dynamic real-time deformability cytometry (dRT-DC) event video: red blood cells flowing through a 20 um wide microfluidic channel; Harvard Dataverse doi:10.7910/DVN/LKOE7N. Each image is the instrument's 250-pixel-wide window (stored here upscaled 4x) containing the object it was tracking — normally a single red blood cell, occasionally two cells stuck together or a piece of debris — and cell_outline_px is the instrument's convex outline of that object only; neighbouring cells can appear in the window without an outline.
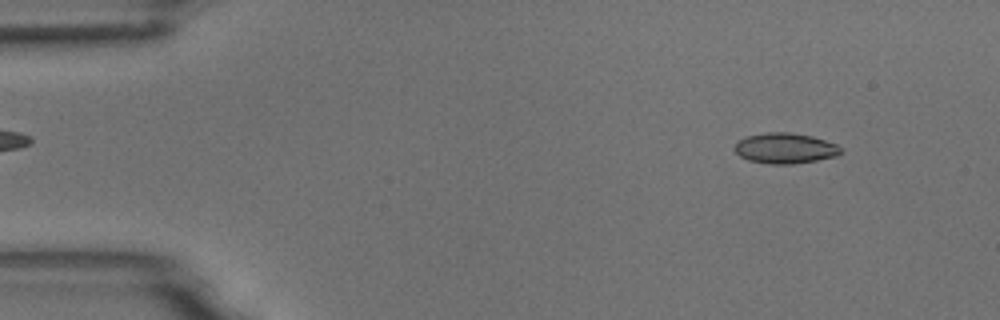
{"species": "common noctule bat (a hibernating species)", "species_latin": "Nyctalus noctula", "temperature_condition": "room temperature", "stored_images_in_passage": 53, "camera_frame_rate_fps": 3000, "um_per_image_px": 0.085, "animal": {"sex": "male", "body_mass_g": 18.8}, "frame": {"image": 1, "passage_image": 5, "time_ms": 1.333, "image_size_px": [1000, 320], "cell_outline_px": [[840, 152], [836, 156], [816, 160], [792, 164], [768, 164], [748, 160], [740, 156], [732, 148], [740, 140], [748, 136], [768, 132], [792, 132], [812, 136], [836, 144], [840, 148]], "centroid_in_image_um": [66.71, 12.6], "position_along_channel_um": 18.3, "area_um2": 18.73}}
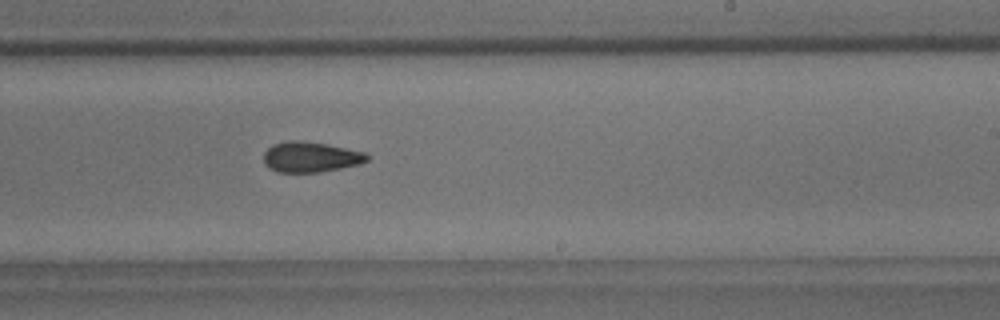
{"frame": {"image": 2, "passage_image": 32, "time_ms": 10.333, "image_size_px": [1000, 320], "cell_outline_px": [[368, 160], [360, 164], [320, 172], [276, 172], [264, 164], [264, 152], [272, 144], [284, 140], [304, 140], [364, 152], [368, 156]], "centroid_in_image_um": [26.35, 13.34], "position_along_channel_um": 262.7, "area_um2": 18.32}}
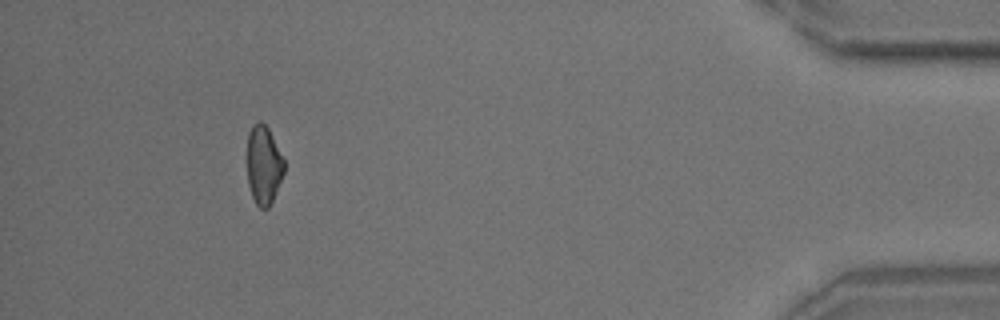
{"frame": {"image": 3, "passage_image": 49, "time_ms": 16.0, "image_size_px": [1000, 320], "cell_outline_px": [[284, 172], [272, 200], [268, 208], [260, 208], [256, 204], [252, 196], [248, 184], [248, 132], [252, 124], [260, 120], [268, 128], [284, 160]], "centroid_in_image_um": [22.4, 14.01], "position_along_channel_um": 412.8, "area_um2": 16.7}, "authors_computed_cell_mechanics": {"area_um2": 18.6116, "velocity_mm_per_s": 3.7341, "shape_relaxation_time_tau1_ms": null, "shape_relaxation_time_tau2_ms": 3.1154, "deformation_change_tau1": null, "deformation_change_tau2": 0.0917}}